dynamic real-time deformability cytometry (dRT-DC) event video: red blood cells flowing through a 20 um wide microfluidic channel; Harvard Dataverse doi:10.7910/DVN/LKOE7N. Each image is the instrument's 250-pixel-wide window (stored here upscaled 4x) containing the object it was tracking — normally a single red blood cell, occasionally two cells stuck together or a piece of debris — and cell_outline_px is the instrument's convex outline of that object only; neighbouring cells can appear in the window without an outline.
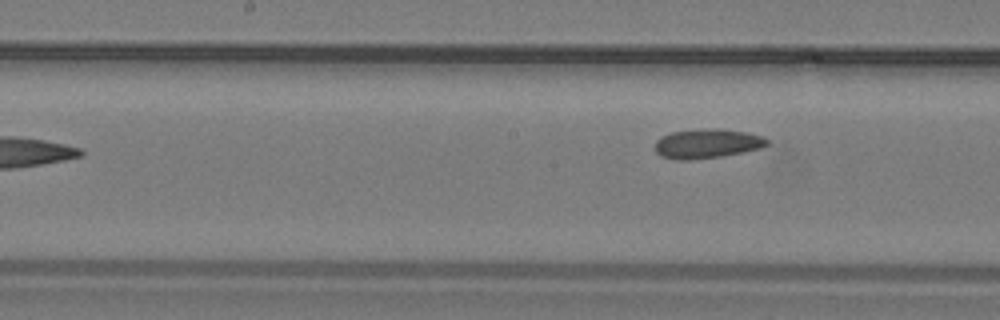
{"species": "common noctule bat (a hibernating species)", "species_latin": "Nyctalus noctula", "temperature_condition": "warm", "stored_images_in_passage": 11, "segment_of_instrument_passage": [2, 2], "camera_frame_rate_fps": 3000, "um_per_image_px": 0.085, "animal": {"sex": "male", "body_mass_g": 19.2, "forearm_length_mm": 51.8}, "frame": {"image": 1, "passage_image": 11, "time_ms": 3.333, "image_size_px": [1000, 320], "cell_outline_px": [[768, 144], [760, 148], [720, 156], [688, 160], [676, 160], [660, 156], [656, 152], [656, 140], [660, 136], [672, 132], [716, 128], [720, 128], [748, 132], [764, 136], [768, 140]], "centroid_in_image_um": [60.1, 12.2], "position_along_channel_um": 188.1, "area_um2": 19.07}}